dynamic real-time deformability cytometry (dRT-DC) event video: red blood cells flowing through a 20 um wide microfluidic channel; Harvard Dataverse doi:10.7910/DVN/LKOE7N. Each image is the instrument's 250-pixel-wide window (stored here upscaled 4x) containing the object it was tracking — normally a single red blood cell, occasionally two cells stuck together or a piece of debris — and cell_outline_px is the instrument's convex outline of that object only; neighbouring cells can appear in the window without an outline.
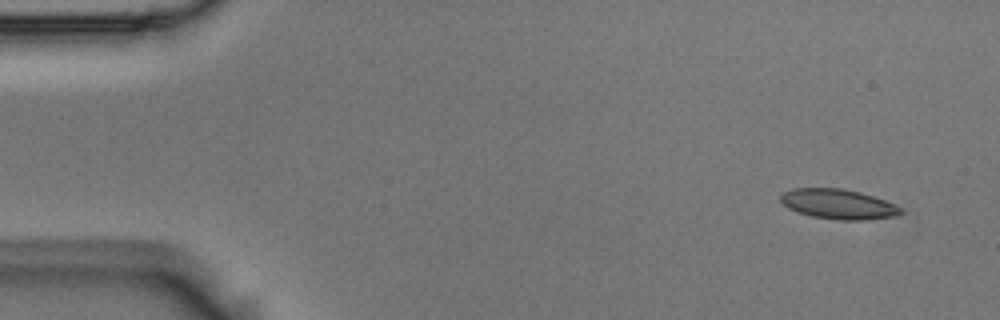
{"species": "Egyptian fruit bat (a non-hibernating species)", "species_latin": "Rousettus aegyptiacus", "temperature_condition": "room temperature", "stored_images_in_passage": 4, "camera_frame_rate_fps": 3000, "um_per_image_px": 0.085, "animal": {"sex": "male"}, "frame": {"image": 1, "passage_image": 1, "time_ms": 0.0, "image_size_px": [1000, 320], "cell_outline_px": [[904, 212], [900, 216], [864, 220], [836, 220], [812, 216], [788, 208], [780, 200], [780, 196], [784, 192], [792, 188], [844, 188], [860, 192], [884, 200], [900, 208]], "centroid_in_image_um": [71.27, 17.35], "position_along_channel_um": 13.7, "area_um2": 20.92}}
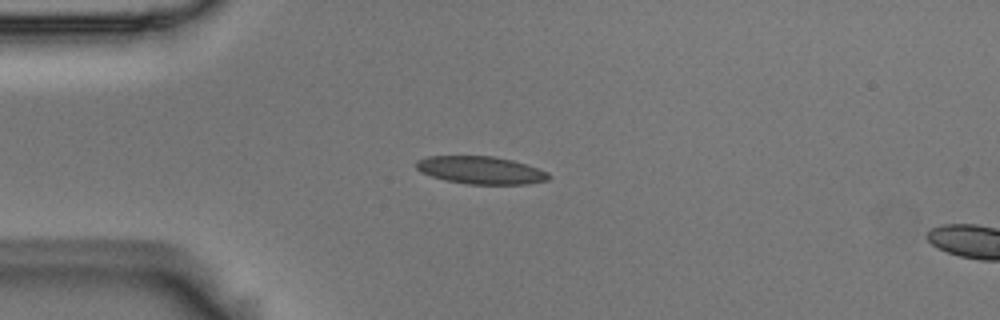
{"frame": {"image": 2, "passage_image": 3, "time_ms": 0.667, "image_size_px": [1000, 320], "cell_outline_px": [[552, 176], [548, 180], [528, 184], [468, 184], [444, 180], [420, 172], [416, 168], [416, 160], [428, 156], [492, 156], [512, 160], [548, 172]], "centroid_in_image_um": [40.85, 14.47], "position_along_channel_um": 44.2, "area_um2": 21.33}}